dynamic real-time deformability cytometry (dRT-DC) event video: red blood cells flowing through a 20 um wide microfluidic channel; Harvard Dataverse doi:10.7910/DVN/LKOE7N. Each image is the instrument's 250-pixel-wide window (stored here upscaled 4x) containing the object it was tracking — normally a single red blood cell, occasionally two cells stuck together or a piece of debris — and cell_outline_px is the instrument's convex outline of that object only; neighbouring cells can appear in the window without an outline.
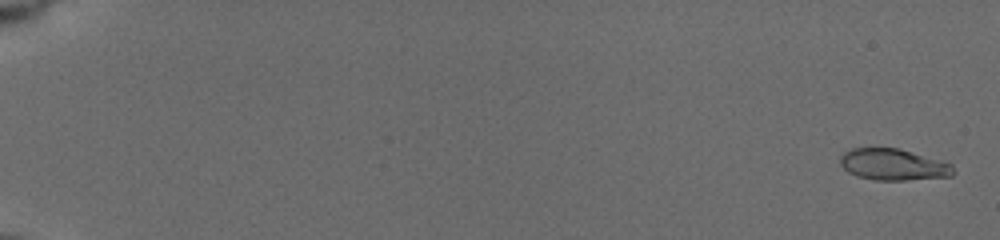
{"species": "common noctule bat (a hibernating species)", "species_latin": "Nyctalus noctula", "temperature_condition": "cold", "stored_images_in_passage": 58, "camera_frame_rate_fps": 3000, "um_per_image_px": 0.085, "animal": {"sex": "female", "body_mass_g": 19.5, "forearm_length_mm": 54.1}, "frame": {"image": 1, "passage_image": 2, "time_ms": 0.333, "image_size_px": [1000, 240], "cell_outline_px": [[956, 172], [952, 176], [904, 180], [876, 180], [856, 176], [848, 172], [840, 164], [840, 156], [844, 152], [852, 148], [896, 148], [952, 164]], "centroid_in_image_um": [75.9, 14.0], "position_along_channel_um": 9.1, "area_um2": 20.52}}
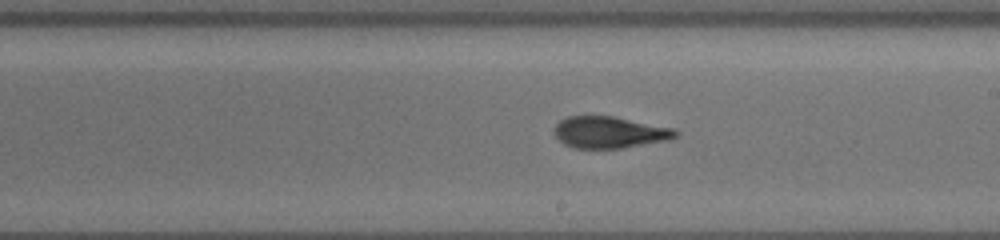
{"frame": {"image": 2, "passage_image": 36, "time_ms": 11.667, "image_size_px": [1000, 240], "cell_outline_px": [[680, 132], [672, 140], [620, 148], [572, 148], [564, 144], [552, 132], [552, 128], [560, 120], [568, 116], [612, 116], [676, 128]], "centroid_in_image_um": [51.83, 11.24], "position_along_channel_um": 237.2, "area_um2": 22.66}}
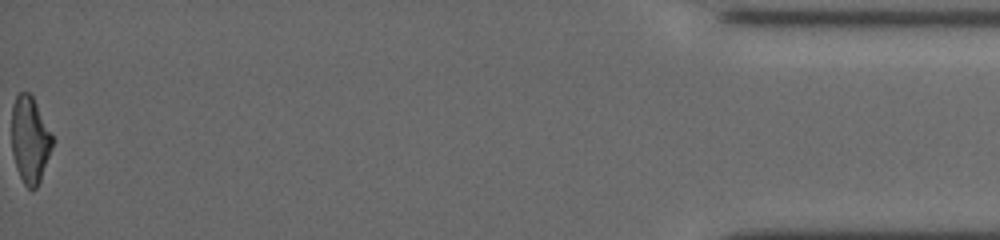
{"frame": {"image": 3, "passage_image": 58, "time_ms": 19.0, "image_size_px": [1000, 240], "cell_outline_px": [[56, 140], [40, 180], [36, 188], [32, 192], [24, 184], [16, 168], [12, 152], [12, 104], [16, 96], [20, 92], [28, 92], [32, 96]], "centroid_in_image_um": [2.57, 11.9], "position_along_channel_um": 432.6, "area_um2": 20.87}, "authors_computed_cell_mechanics": {"area_um2": 21.8773, "velocity_mm_per_s": 3.7603, "shape_relaxation_time_tau1_ms": 6.4545, "shape_relaxation_time_tau2_ms": 1.6886, "deformation_change_tau1": 0.2048, "deformation_change_tau2": 0.0756}}